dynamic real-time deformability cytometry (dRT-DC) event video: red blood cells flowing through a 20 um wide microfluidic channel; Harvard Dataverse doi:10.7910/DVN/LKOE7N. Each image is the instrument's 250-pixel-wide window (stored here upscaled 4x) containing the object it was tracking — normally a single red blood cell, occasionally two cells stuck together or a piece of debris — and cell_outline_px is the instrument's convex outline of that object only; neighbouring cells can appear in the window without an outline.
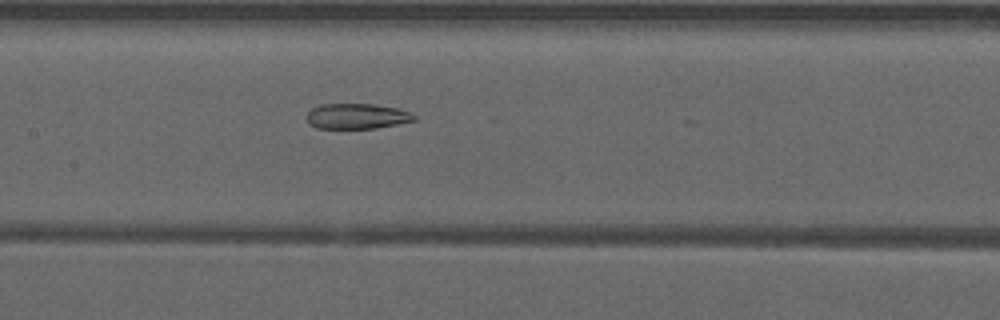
{"species": "common noctule bat (a hibernating species)", "species_latin": "Nyctalus noctula", "temperature_condition": "warm", "stored_images_in_passage": 12, "camera_frame_rate_fps": 3000, "um_per_image_px": 0.085, "animal": {"sex": "male", "forearm_length_mm": 52.5}, "frame": {"image": 1, "passage_image": 11, "time_ms": 3.333, "image_size_px": [1000, 320], "cell_outline_px": [[416, 120], [376, 128], [316, 128], [308, 124], [308, 112], [312, 108], [320, 104], [372, 104], [396, 108], [408, 112], [416, 116]], "centroid_in_image_um": [30.31, 9.88], "position_along_channel_um": 177.1, "area_um2": 15.72}}